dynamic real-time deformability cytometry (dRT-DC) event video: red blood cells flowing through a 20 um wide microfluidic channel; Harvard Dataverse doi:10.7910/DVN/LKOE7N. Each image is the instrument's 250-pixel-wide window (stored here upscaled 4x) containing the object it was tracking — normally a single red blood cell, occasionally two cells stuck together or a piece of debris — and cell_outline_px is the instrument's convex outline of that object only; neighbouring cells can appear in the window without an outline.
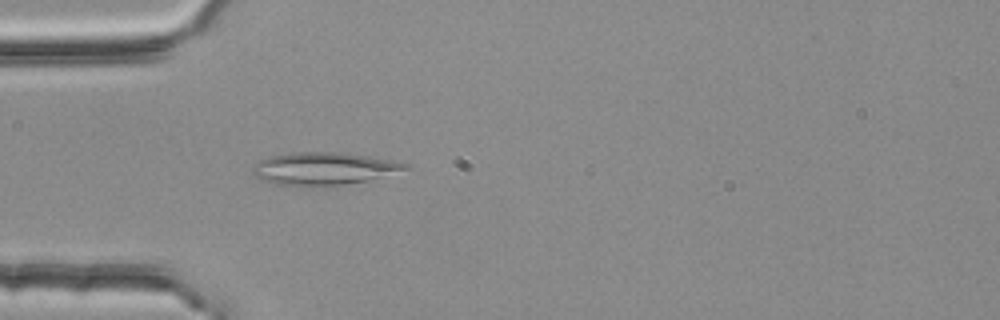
{"species": "common noctule bat (a hibernating species)", "species_latin": "Nyctalus noctula", "temperature_condition": "room temperature", "stored_images_in_passage": 45, "camera_frame_rate_fps": 3000, "um_per_image_px": 0.085, "animal": {"sex": "female", "body_mass_g": 25.1}, "frame": {"image": 1, "passage_image": 9, "time_ms": 2.667, "image_size_px": [1000, 320], "cell_outline_px": [[412, 168], [368, 180], [344, 184], [280, 184], [264, 180], [256, 176], [252, 172], [252, 164], [256, 160], [268, 156], [296, 152], [340, 152], [392, 160], [408, 164]], "centroid_in_image_um": [27.5, 14.29], "position_along_channel_um": 57.5, "area_um2": 28.32}}
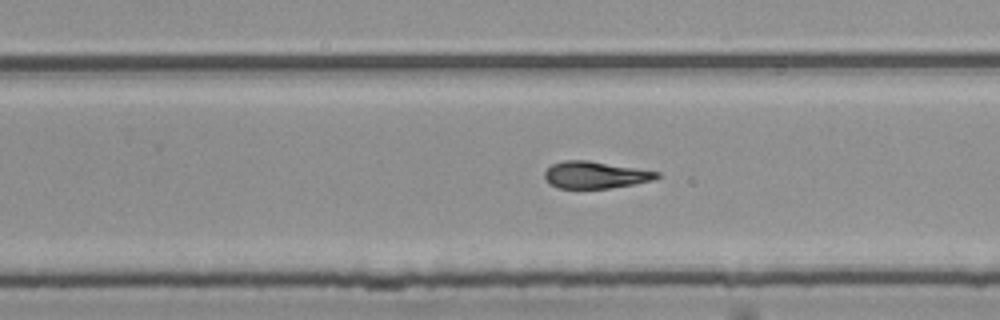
{"frame": {"image": 2, "passage_image": 27, "time_ms": 8.667, "image_size_px": [1000, 320], "cell_outline_px": [[660, 176], [652, 180], [632, 184], [608, 188], [560, 188], [552, 184], [544, 176], [544, 172], [552, 164], [564, 160], [588, 160], [660, 172]], "centroid_in_image_um": [50.6, 14.85], "position_along_channel_um": 279.2, "area_um2": 17.34}}
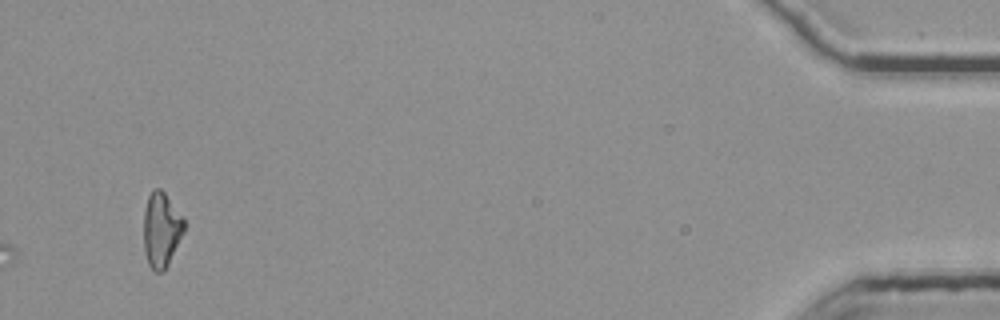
{"frame": {"image": 3, "passage_image": 45, "time_ms": 14.667, "image_size_px": [1000, 320], "cell_outline_px": [[184, 232], [164, 272], [156, 272], [148, 264], [144, 252], [144, 212], [148, 196], [156, 188], [160, 188], [164, 192], [184, 216]], "centroid_in_image_um": [13.72, 19.53], "position_along_channel_um": 421.5, "area_um2": 17.69}, "authors_computed_cell_mechanics": {"area_um2": 18.0914, "velocity_mm_per_s": 3.7795, "shape_relaxation_time_tau1_ms": null, "shape_relaxation_time_tau2_ms": 4.3899, "deformation_change_tau1": null, "deformation_change_tau2": 0.1291}}